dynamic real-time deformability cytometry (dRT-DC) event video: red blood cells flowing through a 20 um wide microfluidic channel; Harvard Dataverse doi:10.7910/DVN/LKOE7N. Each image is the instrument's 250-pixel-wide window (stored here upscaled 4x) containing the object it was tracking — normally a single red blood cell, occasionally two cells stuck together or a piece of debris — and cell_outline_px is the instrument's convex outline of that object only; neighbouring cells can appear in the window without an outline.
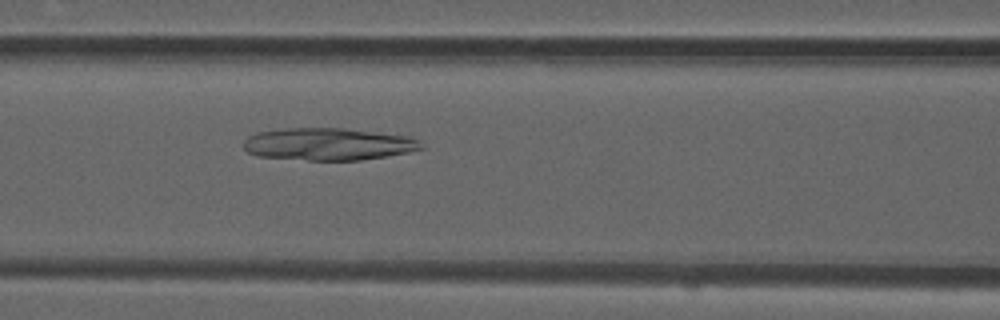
{"species": "common noctule bat (a hibernating species)", "species_latin": "Nyctalus noctula", "temperature_condition": "room temperature", "stored_images_in_passage": 52, "camera_frame_rate_fps": 3000, "um_per_image_px": 0.085, "animal": {"sex": "male", "forearm_length_mm": 52.5}, "frame": {"image": 1, "passage_image": 22, "time_ms": 7.0, "image_size_px": [1000, 320], "cell_outline_px": [[424, 148], [408, 152], [360, 160], [308, 160], [256, 156], [248, 152], [244, 148], [244, 140], [248, 136], [260, 132], [284, 128], [344, 128], [404, 136], [420, 140], [424, 144]], "centroid_in_image_um": [27.88, 12.25], "position_along_channel_um": 138.7, "area_um2": 33.23}}
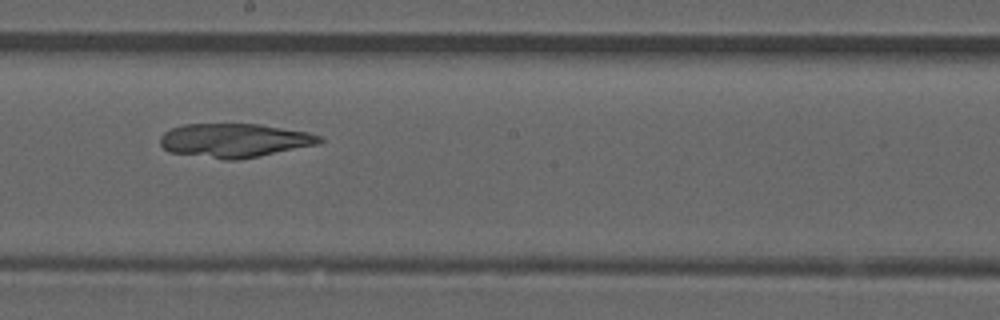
{"frame": {"image": 2, "passage_image": 29, "time_ms": 9.333, "image_size_px": [1000, 320], "cell_outline_px": [[324, 140], [320, 144], [260, 156], [236, 160], [224, 160], [168, 152], [160, 144], [160, 136], [164, 132], [172, 128], [184, 124], [260, 124], [308, 132], [320, 136]], "centroid_in_image_um": [19.93, 11.94], "position_along_channel_um": 228.3, "area_um2": 31.67}}
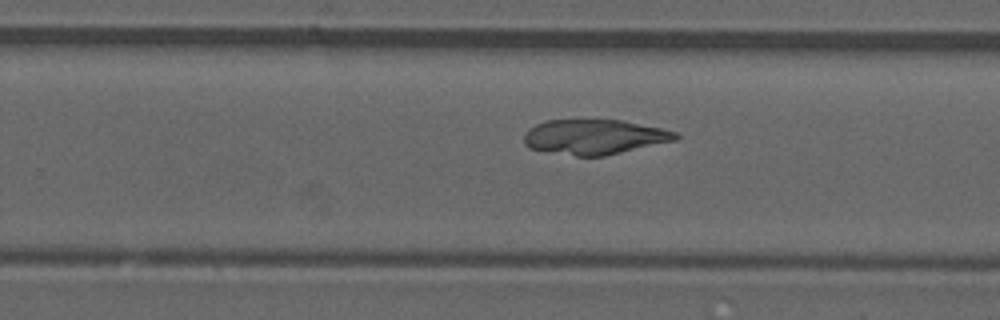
{"frame": {"image": 3, "passage_image": 33, "time_ms": 10.667, "image_size_px": [1000, 320], "cell_outline_px": [[680, 136], [676, 140], [604, 156], [576, 156], [528, 148], [524, 144], [524, 132], [528, 128], [544, 120], [620, 120], [660, 128], [676, 132]], "centroid_in_image_um": [50.48, 11.63], "position_along_channel_um": 279.3, "area_um2": 30.75}}